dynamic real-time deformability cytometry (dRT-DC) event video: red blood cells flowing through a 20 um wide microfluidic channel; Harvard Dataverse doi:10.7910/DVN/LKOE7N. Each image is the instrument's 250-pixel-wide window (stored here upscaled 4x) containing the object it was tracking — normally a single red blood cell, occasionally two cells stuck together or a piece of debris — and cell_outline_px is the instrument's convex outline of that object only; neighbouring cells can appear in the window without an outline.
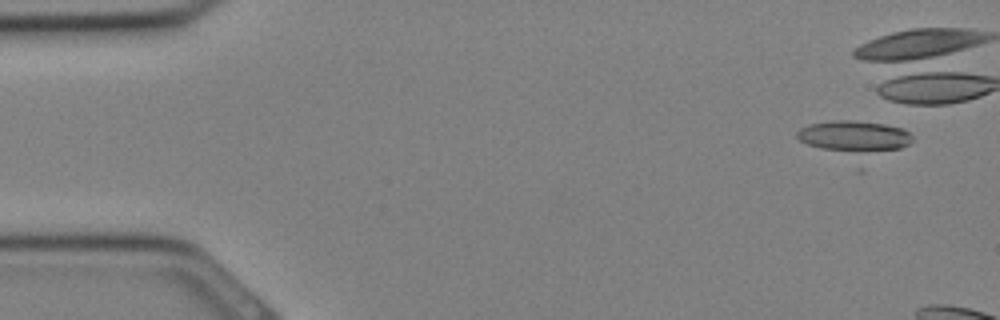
{"species": "Egyptian fruit bat (a non-hibernating species)", "species_latin": "Rousettus aegyptiacus", "temperature_condition": "cold", "stored_images_in_passage": 7, "camera_frame_rate_fps": 3000, "um_per_image_px": 0.085, "animal": {"sex": "female"}, "frame": {"image": 1, "passage_image": 2, "time_ms": 0.333, "image_size_px": [1000, 320], "cell_outline_px": [[912, 140], [908, 144], [900, 148], [860, 152], [820, 148], [808, 144], [800, 140], [796, 136], [796, 132], [800, 128], [808, 124], [832, 120], [852, 120], [884, 124], [904, 128], [912, 136]], "centroid_in_image_um": [72.58, 11.54], "position_along_channel_um": 12.4, "area_um2": 20.52}}